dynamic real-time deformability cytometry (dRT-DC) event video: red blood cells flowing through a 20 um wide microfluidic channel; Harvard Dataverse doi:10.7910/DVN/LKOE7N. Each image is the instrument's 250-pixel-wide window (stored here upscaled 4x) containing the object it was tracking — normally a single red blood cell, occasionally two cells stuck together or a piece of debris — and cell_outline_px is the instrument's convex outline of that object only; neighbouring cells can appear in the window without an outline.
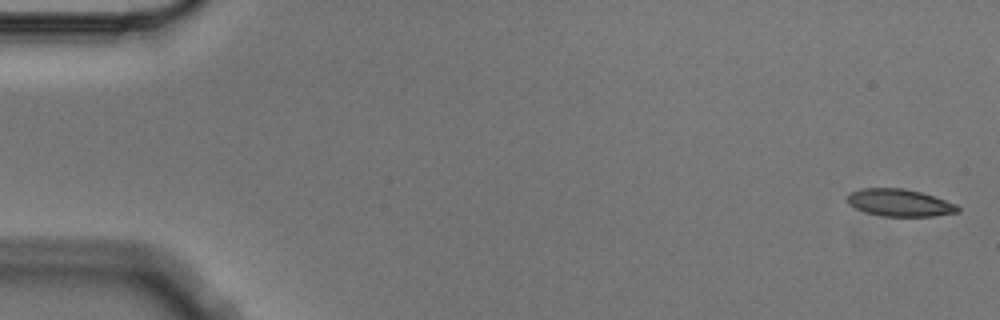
{"species": "Egyptian fruit bat (a non-hibernating species)", "species_latin": "Rousettus aegyptiacus", "temperature_condition": "cold", "stored_images_in_passage": 4, "camera_frame_rate_fps": 3000, "um_per_image_px": 0.085, "animal": {"sex": "male"}, "frame": {"image": 1, "passage_image": 1, "time_ms": 0.0, "image_size_px": [1000, 320], "cell_outline_px": [[960, 212], [932, 216], [884, 216], [864, 212], [848, 204], [848, 192], [860, 188], [904, 188], [920, 192], [956, 204], [960, 208]], "centroid_in_image_um": [76.44, 17.23], "position_along_channel_um": 8.6, "area_um2": 17.51}}
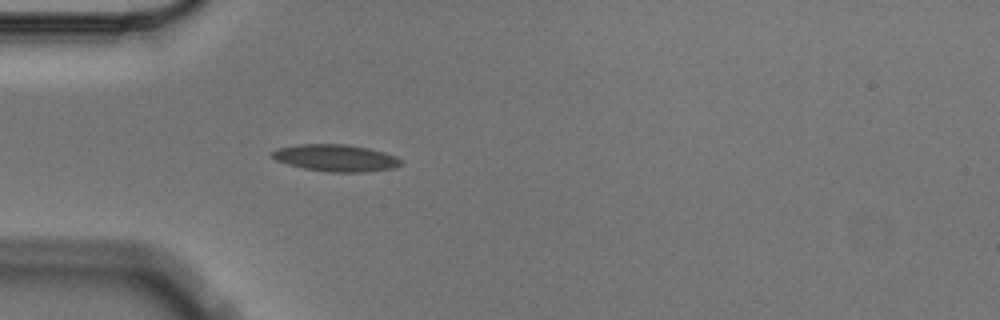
{"frame": {"image": 2, "passage_image": 4, "time_ms": 1.0, "image_size_px": [1000, 320], "cell_outline_px": [[404, 164], [392, 168], [364, 172], [328, 172], [304, 168], [288, 164], [276, 160], [272, 156], [272, 152], [280, 148], [300, 144], [348, 144], [368, 148], [384, 152], [396, 156]], "centroid_in_image_um": [28.58, 13.42], "position_along_channel_um": 56.4, "area_um2": 20.06}}